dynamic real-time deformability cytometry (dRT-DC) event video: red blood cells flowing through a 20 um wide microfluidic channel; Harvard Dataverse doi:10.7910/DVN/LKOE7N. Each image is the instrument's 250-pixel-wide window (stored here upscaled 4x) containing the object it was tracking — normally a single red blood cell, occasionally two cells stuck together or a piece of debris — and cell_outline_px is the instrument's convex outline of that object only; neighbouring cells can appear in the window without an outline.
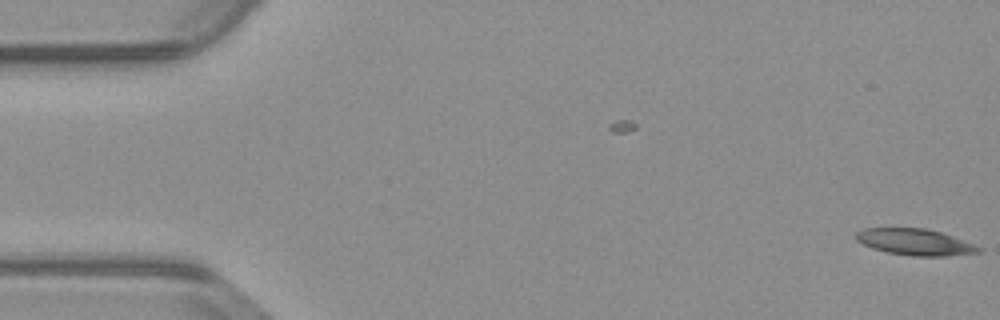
{"species": "common noctule bat (a hibernating species)", "species_latin": "Nyctalus noctula", "temperature_condition": "warm", "stored_images_in_passage": 6, "camera_frame_rate_fps": 3000, "um_per_image_px": 0.085, "animal": {"sex": "male", "body_mass_g": 23.1, "forearm_length_mm": 52.7}, "frame": {"image": 1, "passage_image": 6, "time_ms": 1.667, "image_size_px": [1000, 320], "cell_outline_px": [[984, 248], [980, 252], [948, 256], [912, 256], [888, 252], [872, 248], [856, 240], [856, 232], [864, 228], [924, 228], [940, 232], [952, 236]], "centroid_in_image_um": [77.79, 20.57], "position_along_channel_um": 7.2, "area_um2": 18.73}}